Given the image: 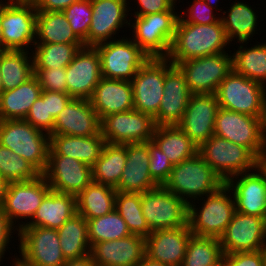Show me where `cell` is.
<instances>
[{
	"mask_svg": "<svg viewBox=\"0 0 266 266\" xmlns=\"http://www.w3.org/2000/svg\"><path fill=\"white\" fill-rule=\"evenodd\" d=\"M192 232L188 225L152 231L146 238V255L169 266H181Z\"/></svg>",
	"mask_w": 266,
	"mask_h": 266,
	"instance_id": "27",
	"label": "cell"
},
{
	"mask_svg": "<svg viewBox=\"0 0 266 266\" xmlns=\"http://www.w3.org/2000/svg\"><path fill=\"white\" fill-rule=\"evenodd\" d=\"M42 90L67 93L66 67L51 69H34L33 75Z\"/></svg>",
	"mask_w": 266,
	"mask_h": 266,
	"instance_id": "48",
	"label": "cell"
},
{
	"mask_svg": "<svg viewBox=\"0 0 266 266\" xmlns=\"http://www.w3.org/2000/svg\"><path fill=\"white\" fill-rule=\"evenodd\" d=\"M101 78L97 49L94 46H84L66 66L67 93L72 98L90 99Z\"/></svg>",
	"mask_w": 266,
	"mask_h": 266,
	"instance_id": "19",
	"label": "cell"
},
{
	"mask_svg": "<svg viewBox=\"0 0 266 266\" xmlns=\"http://www.w3.org/2000/svg\"><path fill=\"white\" fill-rule=\"evenodd\" d=\"M4 92L3 89V84H2V79H1V74H0V95Z\"/></svg>",
	"mask_w": 266,
	"mask_h": 266,
	"instance_id": "62",
	"label": "cell"
},
{
	"mask_svg": "<svg viewBox=\"0 0 266 266\" xmlns=\"http://www.w3.org/2000/svg\"><path fill=\"white\" fill-rule=\"evenodd\" d=\"M14 224L10 221L9 217L4 212L2 206H0V262L2 261L1 258L4 257V253L7 250L6 247L9 244L10 237L13 236L12 233L14 230Z\"/></svg>",
	"mask_w": 266,
	"mask_h": 266,
	"instance_id": "53",
	"label": "cell"
},
{
	"mask_svg": "<svg viewBox=\"0 0 266 266\" xmlns=\"http://www.w3.org/2000/svg\"><path fill=\"white\" fill-rule=\"evenodd\" d=\"M28 54L31 55L29 51L0 52V74L4 91L14 89L33 77V58Z\"/></svg>",
	"mask_w": 266,
	"mask_h": 266,
	"instance_id": "38",
	"label": "cell"
},
{
	"mask_svg": "<svg viewBox=\"0 0 266 266\" xmlns=\"http://www.w3.org/2000/svg\"><path fill=\"white\" fill-rule=\"evenodd\" d=\"M42 88L33 76L20 86L0 95V120H24Z\"/></svg>",
	"mask_w": 266,
	"mask_h": 266,
	"instance_id": "32",
	"label": "cell"
},
{
	"mask_svg": "<svg viewBox=\"0 0 266 266\" xmlns=\"http://www.w3.org/2000/svg\"><path fill=\"white\" fill-rule=\"evenodd\" d=\"M36 18L33 2L11 1L4 8L0 23L4 51H27L29 45L34 46Z\"/></svg>",
	"mask_w": 266,
	"mask_h": 266,
	"instance_id": "13",
	"label": "cell"
},
{
	"mask_svg": "<svg viewBox=\"0 0 266 266\" xmlns=\"http://www.w3.org/2000/svg\"><path fill=\"white\" fill-rule=\"evenodd\" d=\"M231 194L232 191L224 183L205 196L206 200L202 197L204 202L201 209L195 208L193 201L188 204V226L193 235L217 239L222 236L236 211Z\"/></svg>",
	"mask_w": 266,
	"mask_h": 266,
	"instance_id": "2",
	"label": "cell"
},
{
	"mask_svg": "<svg viewBox=\"0 0 266 266\" xmlns=\"http://www.w3.org/2000/svg\"><path fill=\"white\" fill-rule=\"evenodd\" d=\"M176 2V0H137L139 6L136 8L137 11L134 12V16H144L165 11H175Z\"/></svg>",
	"mask_w": 266,
	"mask_h": 266,
	"instance_id": "51",
	"label": "cell"
},
{
	"mask_svg": "<svg viewBox=\"0 0 266 266\" xmlns=\"http://www.w3.org/2000/svg\"><path fill=\"white\" fill-rule=\"evenodd\" d=\"M149 156L150 175L159 186H164L170 177L173 165L168 160L167 156L152 141H149Z\"/></svg>",
	"mask_w": 266,
	"mask_h": 266,
	"instance_id": "47",
	"label": "cell"
},
{
	"mask_svg": "<svg viewBox=\"0 0 266 266\" xmlns=\"http://www.w3.org/2000/svg\"><path fill=\"white\" fill-rule=\"evenodd\" d=\"M51 190L77 196L92 180V167L67 156H48L43 173Z\"/></svg>",
	"mask_w": 266,
	"mask_h": 266,
	"instance_id": "22",
	"label": "cell"
},
{
	"mask_svg": "<svg viewBox=\"0 0 266 266\" xmlns=\"http://www.w3.org/2000/svg\"><path fill=\"white\" fill-rule=\"evenodd\" d=\"M141 207L151 231L188 225V203L164 186L141 193Z\"/></svg>",
	"mask_w": 266,
	"mask_h": 266,
	"instance_id": "10",
	"label": "cell"
},
{
	"mask_svg": "<svg viewBox=\"0 0 266 266\" xmlns=\"http://www.w3.org/2000/svg\"><path fill=\"white\" fill-rule=\"evenodd\" d=\"M0 144L27 160L41 174L48 164L50 135L25 120H0Z\"/></svg>",
	"mask_w": 266,
	"mask_h": 266,
	"instance_id": "3",
	"label": "cell"
},
{
	"mask_svg": "<svg viewBox=\"0 0 266 266\" xmlns=\"http://www.w3.org/2000/svg\"><path fill=\"white\" fill-rule=\"evenodd\" d=\"M9 183L0 175V206L3 205Z\"/></svg>",
	"mask_w": 266,
	"mask_h": 266,
	"instance_id": "57",
	"label": "cell"
},
{
	"mask_svg": "<svg viewBox=\"0 0 266 266\" xmlns=\"http://www.w3.org/2000/svg\"><path fill=\"white\" fill-rule=\"evenodd\" d=\"M214 135L247 148L259 161L264 154V118L219 108Z\"/></svg>",
	"mask_w": 266,
	"mask_h": 266,
	"instance_id": "8",
	"label": "cell"
},
{
	"mask_svg": "<svg viewBox=\"0 0 266 266\" xmlns=\"http://www.w3.org/2000/svg\"><path fill=\"white\" fill-rule=\"evenodd\" d=\"M77 213L76 196L50 190L42 200L34 217L29 222L17 224L15 230L22 226H37L59 229L68 219Z\"/></svg>",
	"mask_w": 266,
	"mask_h": 266,
	"instance_id": "29",
	"label": "cell"
},
{
	"mask_svg": "<svg viewBox=\"0 0 266 266\" xmlns=\"http://www.w3.org/2000/svg\"><path fill=\"white\" fill-rule=\"evenodd\" d=\"M137 266H169V265L161 263L160 261L153 260L147 255H145Z\"/></svg>",
	"mask_w": 266,
	"mask_h": 266,
	"instance_id": "56",
	"label": "cell"
},
{
	"mask_svg": "<svg viewBox=\"0 0 266 266\" xmlns=\"http://www.w3.org/2000/svg\"><path fill=\"white\" fill-rule=\"evenodd\" d=\"M8 2L5 1V3L0 1V23H1V18L4 13V8L11 2V0H7ZM4 51V46H3V41H2V35H1V26H0V52Z\"/></svg>",
	"mask_w": 266,
	"mask_h": 266,
	"instance_id": "58",
	"label": "cell"
},
{
	"mask_svg": "<svg viewBox=\"0 0 266 266\" xmlns=\"http://www.w3.org/2000/svg\"><path fill=\"white\" fill-rule=\"evenodd\" d=\"M72 97L68 93L47 91L48 115L56 119L57 115L65 108Z\"/></svg>",
	"mask_w": 266,
	"mask_h": 266,
	"instance_id": "52",
	"label": "cell"
},
{
	"mask_svg": "<svg viewBox=\"0 0 266 266\" xmlns=\"http://www.w3.org/2000/svg\"><path fill=\"white\" fill-rule=\"evenodd\" d=\"M198 154L224 183L233 176L254 170L260 164L247 148L216 135L198 148Z\"/></svg>",
	"mask_w": 266,
	"mask_h": 266,
	"instance_id": "6",
	"label": "cell"
},
{
	"mask_svg": "<svg viewBox=\"0 0 266 266\" xmlns=\"http://www.w3.org/2000/svg\"><path fill=\"white\" fill-rule=\"evenodd\" d=\"M216 94H192L183 118L177 125L199 148L214 135L219 109Z\"/></svg>",
	"mask_w": 266,
	"mask_h": 266,
	"instance_id": "21",
	"label": "cell"
},
{
	"mask_svg": "<svg viewBox=\"0 0 266 266\" xmlns=\"http://www.w3.org/2000/svg\"><path fill=\"white\" fill-rule=\"evenodd\" d=\"M192 5H189L187 17H180L184 23L192 24H214L220 21V17L213 14V9L203 0H194ZM187 18V19H185Z\"/></svg>",
	"mask_w": 266,
	"mask_h": 266,
	"instance_id": "49",
	"label": "cell"
},
{
	"mask_svg": "<svg viewBox=\"0 0 266 266\" xmlns=\"http://www.w3.org/2000/svg\"><path fill=\"white\" fill-rule=\"evenodd\" d=\"M116 194L115 188L92 181L76 196L77 213L86 220L109 214L115 209Z\"/></svg>",
	"mask_w": 266,
	"mask_h": 266,
	"instance_id": "33",
	"label": "cell"
},
{
	"mask_svg": "<svg viewBox=\"0 0 266 266\" xmlns=\"http://www.w3.org/2000/svg\"><path fill=\"white\" fill-rule=\"evenodd\" d=\"M100 121L108 115L134 109L131 81L101 78L89 99Z\"/></svg>",
	"mask_w": 266,
	"mask_h": 266,
	"instance_id": "28",
	"label": "cell"
},
{
	"mask_svg": "<svg viewBox=\"0 0 266 266\" xmlns=\"http://www.w3.org/2000/svg\"><path fill=\"white\" fill-rule=\"evenodd\" d=\"M225 183L233 191L237 212L266 217V169L261 164L252 171L229 178Z\"/></svg>",
	"mask_w": 266,
	"mask_h": 266,
	"instance_id": "17",
	"label": "cell"
},
{
	"mask_svg": "<svg viewBox=\"0 0 266 266\" xmlns=\"http://www.w3.org/2000/svg\"><path fill=\"white\" fill-rule=\"evenodd\" d=\"M264 131L266 135V105H265Z\"/></svg>",
	"mask_w": 266,
	"mask_h": 266,
	"instance_id": "63",
	"label": "cell"
},
{
	"mask_svg": "<svg viewBox=\"0 0 266 266\" xmlns=\"http://www.w3.org/2000/svg\"><path fill=\"white\" fill-rule=\"evenodd\" d=\"M222 258L219 239L192 234L181 266H220Z\"/></svg>",
	"mask_w": 266,
	"mask_h": 266,
	"instance_id": "41",
	"label": "cell"
},
{
	"mask_svg": "<svg viewBox=\"0 0 266 266\" xmlns=\"http://www.w3.org/2000/svg\"><path fill=\"white\" fill-rule=\"evenodd\" d=\"M83 43H35L32 53L34 69L66 67Z\"/></svg>",
	"mask_w": 266,
	"mask_h": 266,
	"instance_id": "40",
	"label": "cell"
},
{
	"mask_svg": "<svg viewBox=\"0 0 266 266\" xmlns=\"http://www.w3.org/2000/svg\"><path fill=\"white\" fill-rule=\"evenodd\" d=\"M14 263L12 265L14 266H29L28 264L26 263H23L19 257H16L15 260L13 261Z\"/></svg>",
	"mask_w": 266,
	"mask_h": 266,
	"instance_id": "60",
	"label": "cell"
},
{
	"mask_svg": "<svg viewBox=\"0 0 266 266\" xmlns=\"http://www.w3.org/2000/svg\"><path fill=\"white\" fill-rule=\"evenodd\" d=\"M227 12V16H224L226 12H223L220 20L228 41L231 42L235 38L240 44L249 41L250 37L255 34L258 24L256 12L251 6L239 1L234 2Z\"/></svg>",
	"mask_w": 266,
	"mask_h": 266,
	"instance_id": "37",
	"label": "cell"
},
{
	"mask_svg": "<svg viewBox=\"0 0 266 266\" xmlns=\"http://www.w3.org/2000/svg\"><path fill=\"white\" fill-rule=\"evenodd\" d=\"M35 43H82L62 11H37Z\"/></svg>",
	"mask_w": 266,
	"mask_h": 266,
	"instance_id": "36",
	"label": "cell"
},
{
	"mask_svg": "<svg viewBox=\"0 0 266 266\" xmlns=\"http://www.w3.org/2000/svg\"><path fill=\"white\" fill-rule=\"evenodd\" d=\"M216 96L220 108L265 118L266 86L234 70L221 81Z\"/></svg>",
	"mask_w": 266,
	"mask_h": 266,
	"instance_id": "5",
	"label": "cell"
},
{
	"mask_svg": "<svg viewBox=\"0 0 266 266\" xmlns=\"http://www.w3.org/2000/svg\"><path fill=\"white\" fill-rule=\"evenodd\" d=\"M155 127L150 115L132 109L104 117L100 131L106 143L124 145L151 141Z\"/></svg>",
	"mask_w": 266,
	"mask_h": 266,
	"instance_id": "15",
	"label": "cell"
},
{
	"mask_svg": "<svg viewBox=\"0 0 266 266\" xmlns=\"http://www.w3.org/2000/svg\"><path fill=\"white\" fill-rule=\"evenodd\" d=\"M80 0H34L37 11H63L72 3Z\"/></svg>",
	"mask_w": 266,
	"mask_h": 266,
	"instance_id": "54",
	"label": "cell"
},
{
	"mask_svg": "<svg viewBox=\"0 0 266 266\" xmlns=\"http://www.w3.org/2000/svg\"><path fill=\"white\" fill-rule=\"evenodd\" d=\"M115 209L123 218L131 234L147 237L150 230L141 207V193L117 192Z\"/></svg>",
	"mask_w": 266,
	"mask_h": 266,
	"instance_id": "42",
	"label": "cell"
},
{
	"mask_svg": "<svg viewBox=\"0 0 266 266\" xmlns=\"http://www.w3.org/2000/svg\"><path fill=\"white\" fill-rule=\"evenodd\" d=\"M90 246L98 242L117 240L131 235L127 224L114 209L109 214L87 220Z\"/></svg>",
	"mask_w": 266,
	"mask_h": 266,
	"instance_id": "43",
	"label": "cell"
},
{
	"mask_svg": "<svg viewBox=\"0 0 266 266\" xmlns=\"http://www.w3.org/2000/svg\"><path fill=\"white\" fill-rule=\"evenodd\" d=\"M50 190V185L43 174L33 180L11 182L2 208L14 225L15 220L32 219Z\"/></svg>",
	"mask_w": 266,
	"mask_h": 266,
	"instance_id": "20",
	"label": "cell"
},
{
	"mask_svg": "<svg viewBox=\"0 0 266 266\" xmlns=\"http://www.w3.org/2000/svg\"><path fill=\"white\" fill-rule=\"evenodd\" d=\"M127 5V0H91L88 46L114 40V35L116 36L124 24L131 25L130 19L127 20L128 12L131 11Z\"/></svg>",
	"mask_w": 266,
	"mask_h": 266,
	"instance_id": "23",
	"label": "cell"
},
{
	"mask_svg": "<svg viewBox=\"0 0 266 266\" xmlns=\"http://www.w3.org/2000/svg\"><path fill=\"white\" fill-rule=\"evenodd\" d=\"M219 240L223 254L266 249L265 218L235 211Z\"/></svg>",
	"mask_w": 266,
	"mask_h": 266,
	"instance_id": "16",
	"label": "cell"
},
{
	"mask_svg": "<svg viewBox=\"0 0 266 266\" xmlns=\"http://www.w3.org/2000/svg\"><path fill=\"white\" fill-rule=\"evenodd\" d=\"M106 144L101 131L93 136L50 135L48 156H67L92 167Z\"/></svg>",
	"mask_w": 266,
	"mask_h": 266,
	"instance_id": "30",
	"label": "cell"
},
{
	"mask_svg": "<svg viewBox=\"0 0 266 266\" xmlns=\"http://www.w3.org/2000/svg\"><path fill=\"white\" fill-rule=\"evenodd\" d=\"M60 247L65 259L81 258L90 254L87 220L76 213L59 229Z\"/></svg>",
	"mask_w": 266,
	"mask_h": 266,
	"instance_id": "35",
	"label": "cell"
},
{
	"mask_svg": "<svg viewBox=\"0 0 266 266\" xmlns=\"http://www.w3.org/2000/svg\"><path fill=\"white\" fill-rule=\"evenodd\" d=\"M63 266H95L91 254L81 258L66 259Z\"/></svg>",
	"mask_w": 266,
	"mask_h": 266,
	"instance_id": "55",
	"label": "cell"
},
{
	"mask_svg": "<svg viewBox=\"0 0 266 266\" xmlns=\"http://www.w3.org/2000/svg\"><path fill=\"white\" fill-rule=\"evenodd\" d=\"M24 120L49 135L53 132L55 119L48 115L47 91L42 90L41 96L34 101Z\"/></svg>",
	"mask_w": 266,
	"mask_h": 266,
	"instance_id": "46",
	"label": "cell"
},
{
	"mask_svg": "<svg viewBox=\"0 0 266 266\" xmlns=\"http://www.w3.org/2000/svg\"><path fill=\"white\" fill-rule=\"evenodd\" d=\"M126 164L117 192L144 193L159 185L152 179L149 156V142L126 144Z\"/></svg>",
	"mask_w": 266,
	"mask_h": 266,
	"instance_id": "26",
	"label": "cell"
},
{
	"mask_svg": "<svg viewBox=\"0 0 266 266\" xmlns=\"http://www.w3.org/2000/svg\"><path fill=\"white\" fill-rule=\"evenodd\" d=\"M223 184L221 178L197 154L188 160L173 165L170 177L164 187L190 204L191 200L199 201L200 197L215 192Z\"/></svg>",
	"mask_w": 266,
	"mask_h": 266,
	"instance_id": "4",
	"label": "cell"
},
{
	"mask_svg": "<svg viewBox=\"0 0 266 266\" xmlns=\"http://www.w3.org/2000/svg\"><path fill=\"white\" fill-rule=\"evenodd\" d=\"M100 56L102 77L131 81L150 58L131 38L103 42L94 46Z\"/></svg>",
	"mask_w": 266,
	"mask_h": 266,
	"instance_id": "9",
	"label": "cell"
},
{
	"mask_svg": "<svg viewBox=\"0 0 266 266\" xmlns=\"http://www.w3.org/2000/svg\"><path fill=\"white\" fill-rule=\"evenodd\" d=\"M222 264L224 266H266L265 249L223 254Z\"/></svg>",
	"mask_w": 266,
	"mask_h": 266,
	"instance_id": "50",
	"label": "cell"
},
{
	"mask_svg": "<svg viewBox=\"0 0 266 266\" xmlns=\"http://www.w3.org/2000/svg\"><path fill=\"white\" fill-rule=\"evenodd\" d=\"M169 63V64H168ZM164 95L157 112V126L178 125L192 95L184 73L165 58Z\"/></svg>",
	"mask_w": 266,
	"mask_h": 266,
	"instance_id": "18",
	"label": "cell"
},
{
	"mask_svg": "<svg viewBox=\"0 0 266 266\" xmlns=\"http://www.w3.org/2000/svg\"><path fill=\"white\" fill-rule=\"evenodd\" d=\"M11 1H24V2H33L34 0H11Z\"/></svg>",
	"mask_w": 266,
	"mask_h": 266,
	"instance_id": "64",
	"label": "cell"
},
{
	"mask_svg": "<svg viewBox=\"0 0 266 266\" xmlns=\"http://www.w3.org/2000/svg\"><path fill=\"white\" fill-rule=\"evenodd\" d=\"M151 141L167 156L172 165L198 154V147L177 125L156 126Z\"/></svg>",
	"mask_w": 266,
	"mask_h": 266,
	"instance_id": "31",
	"label": "cell"
},
{
	"mask_svg": "<svg viewBox=\"0 0 266 266\" xmlns=\"http://www.w3.org/2000/svg\"><path fill=\"white\" fill-rule=\"evenodd\" d=\"M192 94H216L221 81L233 70V56L226 52L179 62Z\"/></svg>",
	"mask_w": 266,
	"mask_h": 266,
	"instance_id": "12",
	"label": "cell"
},
{
	"mask_svg": "<svg viewBox=\"0 0 266 266\" xmlns=\"http://www.w3.org/2000/svg\"><path fill=\"white\" fill-rule=\"evenodd\" d=\"M174 11L135 16L132 40L150 57L166 58L182 14Z\"/></svg>",
	"mask_w": 266,
	"mask_h": 266,
	"instance_id": "7",
	"label": "cell"
},
{
	"mask_svg": "<svg viewBox=\"0 0 266 266\" xmlns=\"http://www.w3.org/2000/svg\"><path fill=\"white\" fill-rule=\"evenodd\" d=\"M203 1H205V2H206L210 7H212V8H214V7H213V4H214V3H216L215 5L218 6V5H217V2H219L218 0H203Z\"/></svg>",
	"mask_w": 266,
	"mask_h": 266,
	"instance_id": "61",
	"label": "cell"
},
{
	"mask_svg": "<svg viewBox=\"0 0 266 266\" xmlns=\"http://www.w3.org/2000/svg\"><path fill=\"white\" fill-rule=\"evenodd\" d=\"M62 12L69 21L75 36L84 44V46H88V32L92 17L91 0L74 2Z\"/></svg>",
	"mask_w": 266,
	"mask_h": 266,
	"instance_id": "45",
	"label": "cell"
},
{
	"mask_svg": "<svg viewBox=\"0 0 266 266\" xmlns=\"http://www.w3.org/2000/svg\"><path fill=\"white\" fill-rule=\"evenodd\" d=\"M233 70L266 86V43L244 48L241 44L233 53Z\"/></svg>",
	"mask_w": 266,
	"mask_h": 266,
	"instance_id": "39",
	"label": "cell"
},
{
	"mask_svg": "<svg viewBox=\"0 0 266 266\" xmlns=\"http://www.w3.org/2000/svg\"><path fill=\"white\" fill-rule=\"evenodd\" d=\"M165 58H149L131 80L134 109L150 115L157 126V112L164 95Z\"/></svg>",
	"mask_w": 266,
	"mask_h": 266,
	"instance_id": "14",
	"label": "cell"
},
{
	"mask_svg": "<svg viewBox=\"0 0 266 266\" xmlns=\"http://www.w3.org/2000/svg\"><path fill=\"white\" fill-rule=\"evenodd\" d=\"M260 164L266 169V135H265V147H264V154L260 161Z\"/></svg>",
	"mask_w": 266,
	"mask_h": 266,
	"instance_id": "59",
	"label": "cell"
},
{
	"mask_svg": "<svg viewBox=\"0 0 266 266\" xmlns=\"http://www.w3.org/2000/svg\"><path fill=\"white\" fill-rule=\"evenodd\" d=\"M126 159V144L106 143L99 159L92 166L93 182L116 188L125 168Z\"/></svg>",
	"mask_w": 266,
	"mask_h": 266,
	"instance_id": "34",
	"label": "cell"
},
{
	"mask_svg": "<svg viewBox=\"0 0 266 266\" xmlns=\"http://www.w3.org/2000/svg\"><path fill=\"white\" fill-rule=\"evenodd\" d=\"M231 44L221 20L214 24L184 23L180 17L170 51L166 57L174 65L179 62L220 54Z\"/></svg>",
	"mask_w": 266,
	"mask_h": 266,
	"instance_id": "1",
	"label": "cell"
},
{
	"mask_svg": "<svg viewBox=\"0 0 266 266\" xmlns=\"http://www.w3.org/2000/svg\"><path fill=\"white\" fill-rule=\"evenodd\" d=\"M95 266H137L146 255V240L140 235L98 242L91 246Z\"/></svg>",
	"mask_w": 266,
	"mask_h": 266,
	"instance_id": "24",
	"label": "cell"
},
{
	"mask_svg": "<svg viewBox=\"0 0 266 266\" xmlns=\"http://www.w3.org/2000/svg\"><path fill=\"white\" fill-rule=\"evenodd\" d=\"M101 121L89 99L72 98L57 115L50 135L88 137L100 132Z\"/></svg>",
	"mask_w": 266,
	"mask_h": 266,
	"instance_id": "25",
	"label": "cell"
},
{
	"mask_svg": "<svg viewBox=\"0 0 266 266\" xmlns=\"http://www.w3.org/2000/svg\"><path fill=\"white\" fill-rule=\"evenodd\" d=\"M0 175L11 183L33 180L41 173L27 160L0 144Z\"/></svg>",
	"mask_w": 266,
	"mask_h": 266,
	"instance_id": "44",
	"label": "cell"
},
{
	"mask_svg": "<svg viewBox=\"0 0 266 266\" xmlns=\"http://www.w3.org/2000/svg\"><path fill=\"white\" fill-rule=\"evenodd\" d=\"M19 259L29 266H63L57 229L22 226L18 229ZM21 251V252H20Z\"/></svg>",
	"mask_w": 266,
	"mask_h": 266,
	"instance_id": "11",
	"label": "cell"
}]
</instances>
